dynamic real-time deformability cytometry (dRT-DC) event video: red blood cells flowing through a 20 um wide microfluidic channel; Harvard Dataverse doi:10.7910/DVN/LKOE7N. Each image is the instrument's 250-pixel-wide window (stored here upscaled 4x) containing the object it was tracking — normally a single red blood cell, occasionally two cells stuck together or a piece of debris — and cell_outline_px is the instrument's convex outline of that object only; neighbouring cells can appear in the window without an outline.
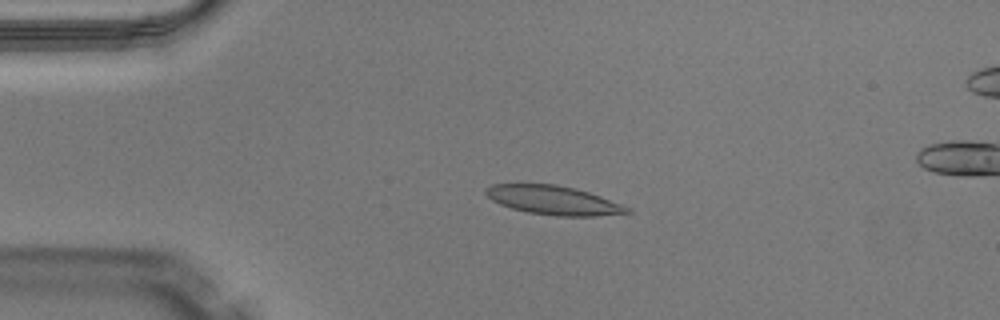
{"species": "Egyptian fruit bat (a non-hibernating species)", "species_latin": "Rousettus aegyptiacus", "temperature_condition": "warm", "stored_images_in_passage": 49, "camera_frame_rate_fps": 3000, "um_per_image_px": 0.085, "animal": {"sex": "male"}, "frame": {"image": 1, "passage_image": 10, "time_ms": 3.0, "image_size_px": [1000, 320], "cell_outline_px": [[632, 212], [596, 216], [556, 216], [528, 212], [512, 208], [500, 204], [492, 200], [484, 192], [484, 188], [492, 184], [556, 184], [576, 188], [600, 196], [632, 208]], "centroid_in_image_um": [47.04, 17.01], "position_along_channel_um": 38.0, "area_um2": 23.81}}
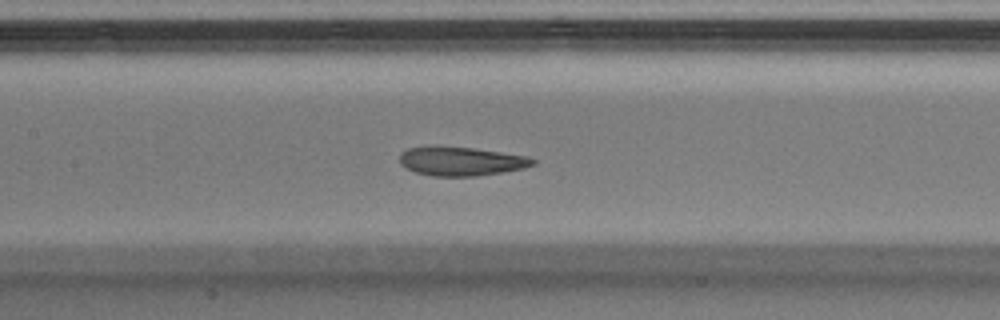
{"frame": {"image": 2, "passage_image": 22, "time_ms": 7.0, "image_size_px": [1000, 320], "cell_outline_px": [[536, 164], [524, 168], [476, 176], [432, 176], [416, 172], [404, 168], [400, 164], [400, 152], [408, 148], [428, 144], [436, 144], [472, 148], [528, 156], [536, 160]], "centroid_in_image_um": [39.12, 13.67], "position_along_channel_um": 168.3, "area_um2": 22.95}}
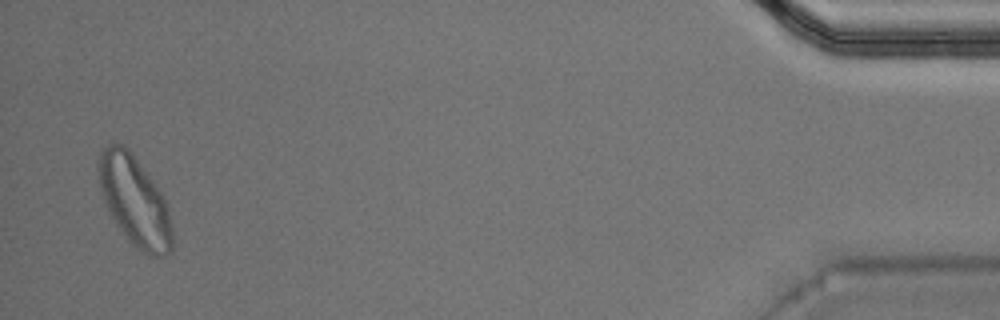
{"frame": {"image": 3, "passage_image": 47, "time_ms": 15.333, "image_size_px": [1000, 320], "cell_outline_px": [[172, 252], [164, 256], [152, 256], [144, 252], [132, 244], [128, 240], [116, 224], [108, 212], [100, 188], [96, 164], [100, 152], [112, 140], [124, 144], [132, 152], [152, 180], [160, 192], [164, 200], [172, 228]], "centroid_in_image_um": [11.4, 17.04], "position_along_channel_um": 423.8, "area_um2": 38.55}}